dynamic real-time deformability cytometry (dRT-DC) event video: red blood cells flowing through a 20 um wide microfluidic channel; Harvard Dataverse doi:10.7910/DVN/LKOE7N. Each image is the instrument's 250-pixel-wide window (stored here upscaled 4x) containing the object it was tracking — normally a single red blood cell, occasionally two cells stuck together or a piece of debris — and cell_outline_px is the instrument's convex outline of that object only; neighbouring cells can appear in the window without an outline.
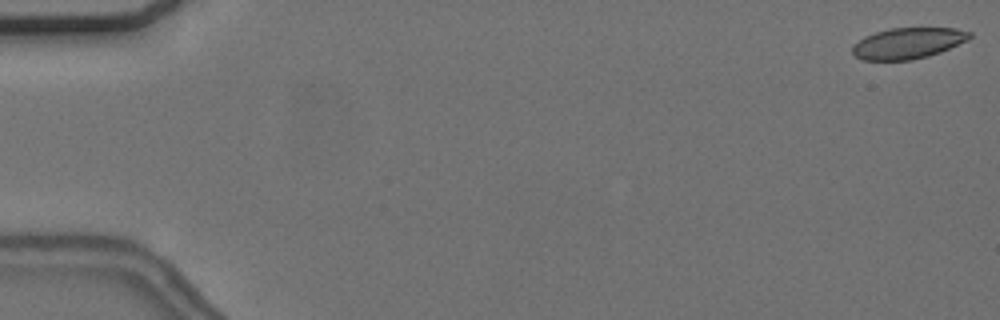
{"species": "common noctule bat (a hibernating species)", "species_latin": "Nyctalus noctula", "temperature_condition": "cold", "stored_images_in_passage": 56, "camera_frame_rate_fps": 3000, "um_per_image_px": 0.085, "animal": {"sex": "female", "body_mass_g": 24.6, "forearm_length_mm": 56.2}, "frame": {"image": 1, "passage_image": 1, "time_ms": 0.0, "image_size_px": [1000, 320], "cell_outline_px": [[972, 36], [968, 40], [940, 52], [928, 56], [912, 60], [864, 60], [856, 56], [852, 52], [852, 48], [864, 36], [888, 28], [956, 28], [972, 32]], "centroid_in_image_um": [77.21, 3.67], "position_along_channel_um": 7.8, "area_um2": 21.1}}
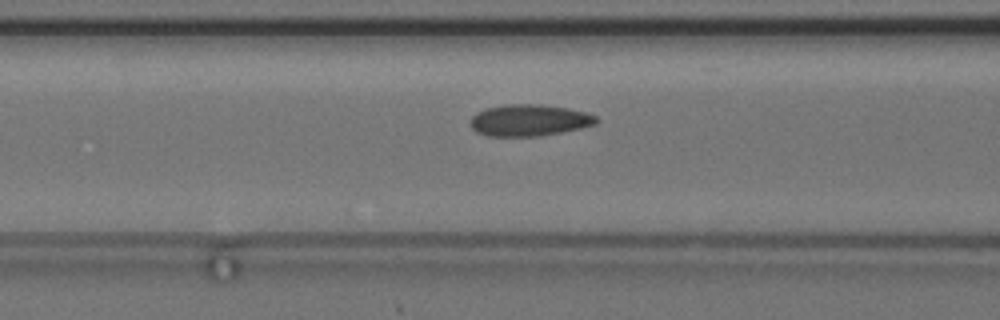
{"frame": {"image": 2, "passage_image": 23, "time_ms": 7.333, "image_size_px": [1000, 320], "cell_outline_px": [[600, 120], [596, 124], [580, 128], [540, 136], [488, 136], [476, 132], [468, 124], [468, 120], [476, 112], [484, 108], [504, 104], [540, 104], [568, 108], [584, 112], [596, 116]], "centroid_in_image_um": [44.93, 10.21], "position_along_channel_um": 121.7, "area_um2": 23.47}}
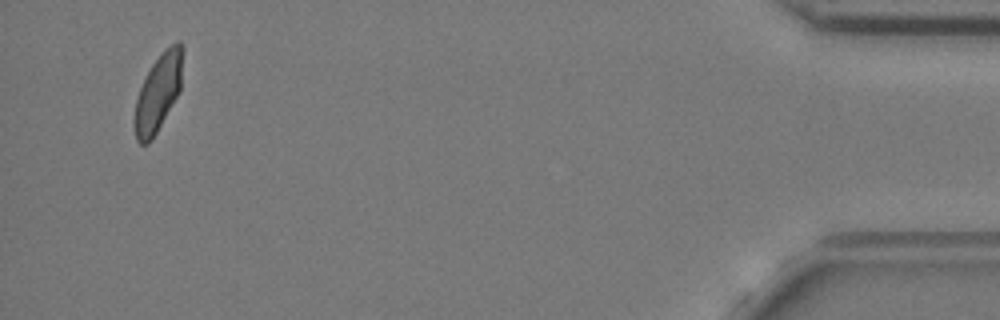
{"frame": {"image": 3, "passage_image": 54, "time_ms": 17.667, "image_size_px": [1000, 320], "cell_outline_px": [[180, 88], [176, 96], [152, 140], [148, 144], [140, 144], [136, 140], [132, 120], [136, 100], [140, 88], [152, 64], [164, 48], [176, 40], [180, 40]], "centroid_in_image_um": [13.37, 7.94], "position_along_channel_um": 421.8, "area_um2": 21.1}, "authors_computed_cell_mechanics": {"area_um2": 22.5998, "velocity_mm_per_s": 3.6678, "shape_relaxation_time_tau1_ms": null, "shape_relaxation_time_tau2_ms": 1.7771, "deformation_change_tau1": null, "deformation_change_tau2": 0.0533}}